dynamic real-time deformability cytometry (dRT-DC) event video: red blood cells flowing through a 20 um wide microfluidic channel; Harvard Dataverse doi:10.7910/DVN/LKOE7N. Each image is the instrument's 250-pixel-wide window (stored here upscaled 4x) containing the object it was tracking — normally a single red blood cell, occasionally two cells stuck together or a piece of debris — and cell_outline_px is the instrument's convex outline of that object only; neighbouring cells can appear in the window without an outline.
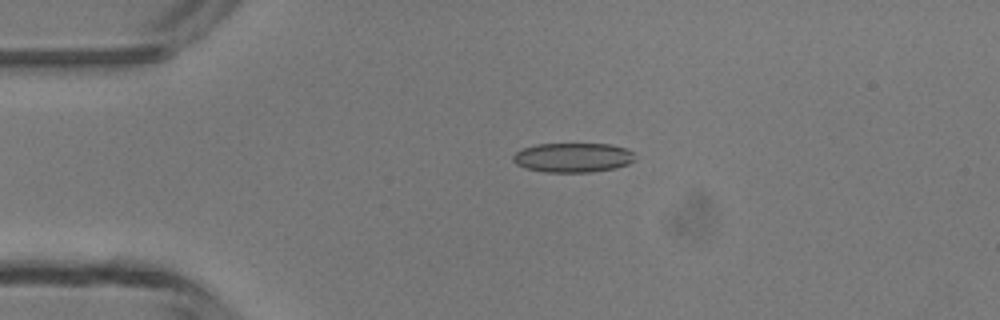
{"species": "common noctule bat (a hibernating species)", "species_latin": "Nyctalus noctula", "temperature_condition": "room temperature", "stored_images_in_passage": 2, "camera_frame_rate_fps": 3000, "um_per_image_px": 0.085, "animal": {"sex": "male", "body_mass_g": 13.3}, "frame": {"image": 1, "passage_image": 2, "time_ms": 1.333, "image_size_px": [1000, 320], "cell_outline_px": [[636, 160], [628, 164], [616, 168], [592, 172], [548, 172], [528, 168], [516, 164], [512, 160], [512, 156], [516, 152], [524, 148], [536, 144], [612, 144], [624, 148], [632, 152]], "centroid_in_image_um": [48.72, 13.39], "position_along_channel_um": 36.3, "area_um2": 20.87}}